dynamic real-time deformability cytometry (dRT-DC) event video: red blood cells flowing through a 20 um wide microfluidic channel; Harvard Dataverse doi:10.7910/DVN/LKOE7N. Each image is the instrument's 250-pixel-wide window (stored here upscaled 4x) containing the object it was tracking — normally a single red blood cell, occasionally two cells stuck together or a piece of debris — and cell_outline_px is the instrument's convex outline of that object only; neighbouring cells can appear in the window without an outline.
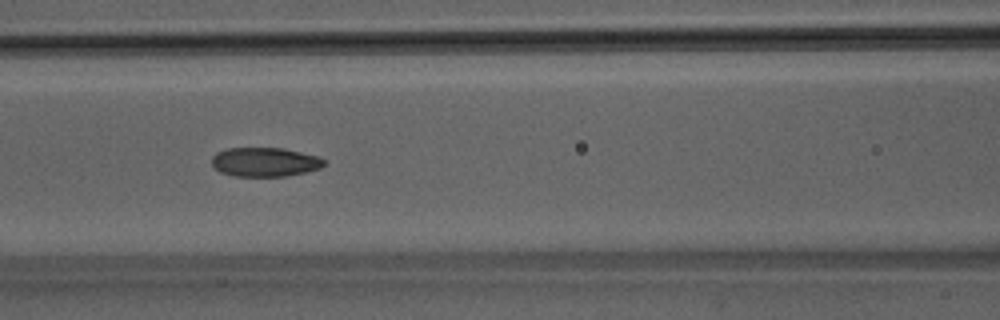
{"species": "Egyptian fruit bat (a non-hibernating species)", "species_latin": "Rousettus aegyptiacus", "temperature_condition": "room temperature", "stored_images_in_passage": 51, "camera_frame_rate_fps": 3000, "um_per_image_px": 0.085, "animal": {"sex": "male"}, "frame": {"image": 1, "passage_image": 23, "time_ms": 7.333, "image_size_px": [1000, 320], "cell_outline_px": [[324, 164], [320, 168], [304, 172], [284, 176], [236, 176], [220, 172], [212, 164], [212, 156], [216, 152], [228, 148], [284, 148], [320, 156], [324, 160]], "centroid_in_image_um": [22.51, 13.76], "position_along_channel_um": 144.1, "area_um2": 19.02}}
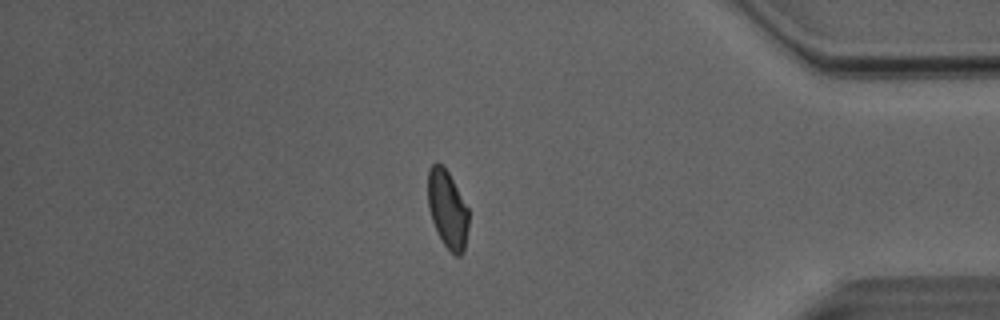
{"frame": {"image": 2, "passage_image": 44, "time_ms": 14.333, "image_size_px": [1000, 320], "cell_outline_px": [[468, 228], [464, 252], [460, 256], [456, 256], [444, 244], [432, 220], [428, 208], [428, 168], [436, 160], [448, 172], [468, 208]], "centroid_in_image_um": [38.03, 17.77], "position_along_channel_um": 397.2, "area_um2": 18.32}}
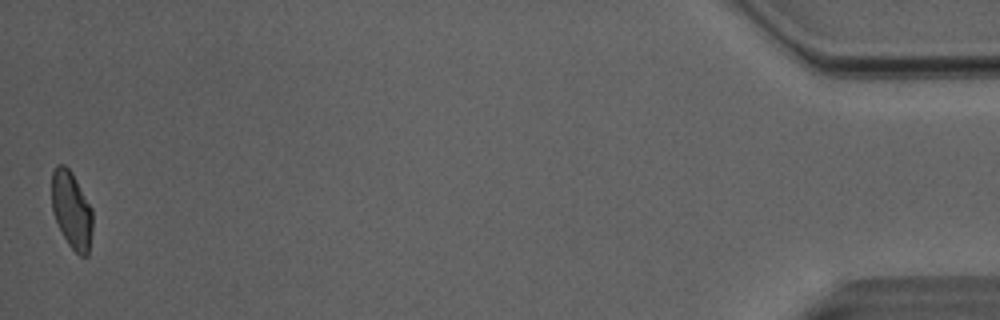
{"frame": {"image": 3, "passage_image": 51, "time_ms": 16.667, "image_size_px": [1000, 320], "cell_outline_px": [[92, 232], [88, 256], [80, 256], [68, 244], [52, 212], [52, 172], [56, 164], [64, 164], [72, 172], [92, 208]], "centroid_in_image_um": [6.09, 17.84], "position_along_channel_um": 429.1, "area_um2": 18.38}, "authors_computed_cell_mechanics": {"area_um2": 19.5364, "velocity_mm_per_s": 4.0775, "shape_relaxation_time_tau1_ms": 8.0963, "shape_relaxation_time_tau2_ms": 1.7558, "deformation_change_tau1": 0.1721, "deformation_change_tau2": 0.0795}}